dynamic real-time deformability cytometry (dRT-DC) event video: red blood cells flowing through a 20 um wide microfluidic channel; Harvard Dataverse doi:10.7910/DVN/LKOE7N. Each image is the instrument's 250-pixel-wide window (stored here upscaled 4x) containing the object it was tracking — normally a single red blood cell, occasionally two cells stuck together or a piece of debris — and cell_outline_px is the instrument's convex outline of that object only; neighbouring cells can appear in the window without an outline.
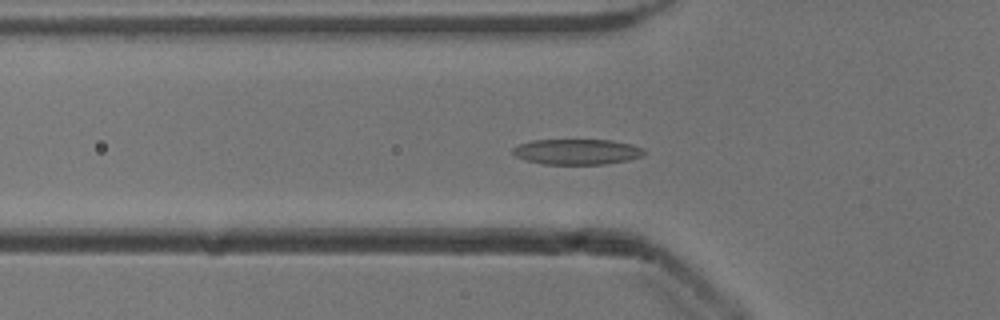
{"species": "common noctule bat (a hibernating species)", "species_latin": "Nyctalus noctula", "temperature_condition": "cold", "stored_images_in_passage": 49, "camera_frame_rate_fps": 3000, "um_per_image_px": 0.085, "animal": {"sex": "male", "body_mass_g": 13.3}, "frame": {"image": 1, "passage_image": 14, "time_ms": 4.333, "image_size_px": [1000, 320], "cell_outline_px": [[644, 156], [628, 160], [604, 164], [544, 164], [524, 160], [516, 156], [512, 152], [512, 148], [520, 144], [532, 140], [612, 140], [632, 144], [644, 148]], "centroid_in_image_um": [49.06, 12.9], "position_along_channel_um": 76.7, "area_um2": 19.59}}
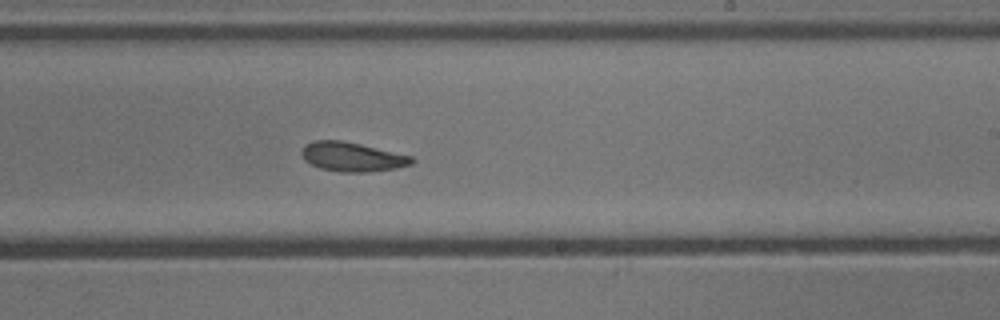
{"frame": {"image": 2, "passage_image": 28, "time_ms": 9.0, "image_size_px": [1000, 320], "cell_outline_px": [[416, 160], [412, 164], [396, 168], [368, 172], [340, 172], [320, 168], [304, 160], [300, 156], [300, 152], [304, 144], [312, 140], [340, 140], [360, 144], [412, 156]], "centroid_in_image_um": [29.9, 13.33], "position_along_channel_um": 259.1, "area_um2": 18.9}}
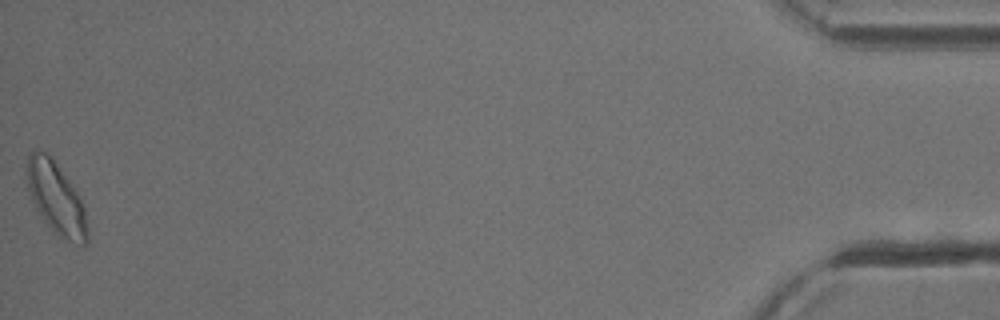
{"frame": {"image": 3, "passage_image": 49, "time_ms": 16.0, "image_size_px": [1000, 320], "cell_outline_px": [[88, 240], [84, 248], [60, 236], [36, 212], [28, 188], [28, 156], [32, 148], [36, 148], [44, 152], [52, 160], [68, 180], [76, 192], [84, 208], [88, 236]], "centroid_in_image_um": [4.77, 16.89], "position_along_channel_um": 430.4, "area_um2": 24.68}, "authors_computed_cell_mechanics": {"area_um2": 19.0162, "velocity_mm_per_s": 3.8928, "shape_relaxation_time_tau1_ms": 5.1154, "shape_relaxation_time_tau2_ms": 5.3761, "deformation_change_tau1": 0.1381, "deformation_change_tau2": 0.1296}}